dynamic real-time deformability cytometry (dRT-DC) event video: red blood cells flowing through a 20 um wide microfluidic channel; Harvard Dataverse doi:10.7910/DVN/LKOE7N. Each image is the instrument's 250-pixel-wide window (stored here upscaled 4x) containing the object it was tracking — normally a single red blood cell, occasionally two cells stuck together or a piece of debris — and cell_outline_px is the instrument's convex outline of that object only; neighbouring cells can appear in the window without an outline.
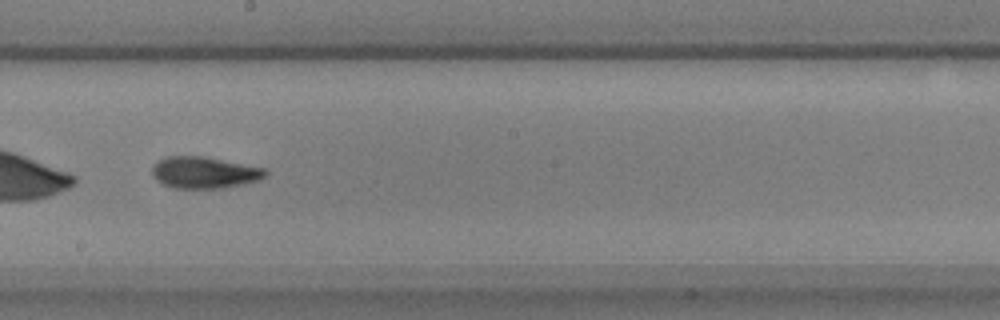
{"species": "common noctule bat (a hibernating species)", "species_latin": "Nyctalus noctula", "temperature_condition": "warm", "stored_images_in_passage": 45, "camera_frame_rate_fps": 3000, "um_per_image_px": 0.085, "animal": {"sex": "male", "body_mass_g": 17.9, "forearm_length_mm": 54.2}, "frame": {"image": 1, "passage_image": 31, "time_ms": 10.0, "image_size_px": [1000, 320], "cell_outline_px": [[268, 172], [260, 180], [244, 184], [224, 188], [172, 188], [156, 180], [152, 172], [152, 164], [156, 160], [168, 156], [204, 156], [264, 168]], "centroid_in_image_um": [17.34, 14.66], "position_along_channel_um": 230.9, "area_um2": 20.98}, "authors_computed_cell_mechanics": {"area_um2": 20.808, "velocity_mm_per_s": 3.6858, "shape_relaxation_time_tau1_ms": 4.4003, "shape_relaxation_time_tau2_ms": 1.8412, "deformation_change_tau1": 0.175, "deformation_change_tau2": 0.078}}